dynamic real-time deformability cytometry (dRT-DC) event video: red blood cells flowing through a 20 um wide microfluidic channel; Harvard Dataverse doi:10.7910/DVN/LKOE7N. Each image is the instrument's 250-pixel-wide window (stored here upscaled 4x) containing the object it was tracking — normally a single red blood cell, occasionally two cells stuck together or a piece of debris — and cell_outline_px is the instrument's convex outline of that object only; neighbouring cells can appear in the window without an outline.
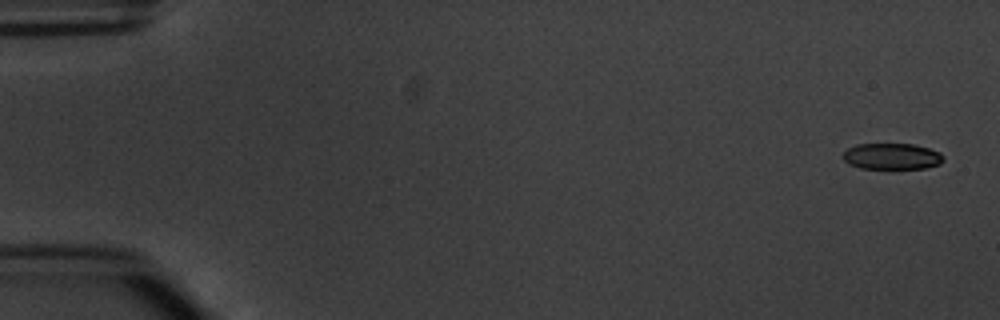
{"species": "common noctule bat (a hibernating species)", "species_latin": "Nyctalus noctula", "temperature_condition": "warm", "stored_images_in_passage": 4, "camera_frame_rate_fps": 3000, "um_per_image_px": 0.085, "animal": {"sex": "male", "body_mass_g": 20.1, "forearm_length_mm": 53.5}, "frame": {"image": 1, "passage_image": 1, "time_ms": 0.0, "image_size_px": [1000, 320], "cell_outline_px": [[944, 160], [940, 164], [924, 168], [860, 168], [848, 164], [844, 160], [844, 152], [848, 148], [856, 144], [912, 144], [928, 148], [940, 152], [944, 156]], "centroid_in_image_um": [75.82, 13.28], "position_along_channel_um": 9.2, "area_um2": 15.26}}